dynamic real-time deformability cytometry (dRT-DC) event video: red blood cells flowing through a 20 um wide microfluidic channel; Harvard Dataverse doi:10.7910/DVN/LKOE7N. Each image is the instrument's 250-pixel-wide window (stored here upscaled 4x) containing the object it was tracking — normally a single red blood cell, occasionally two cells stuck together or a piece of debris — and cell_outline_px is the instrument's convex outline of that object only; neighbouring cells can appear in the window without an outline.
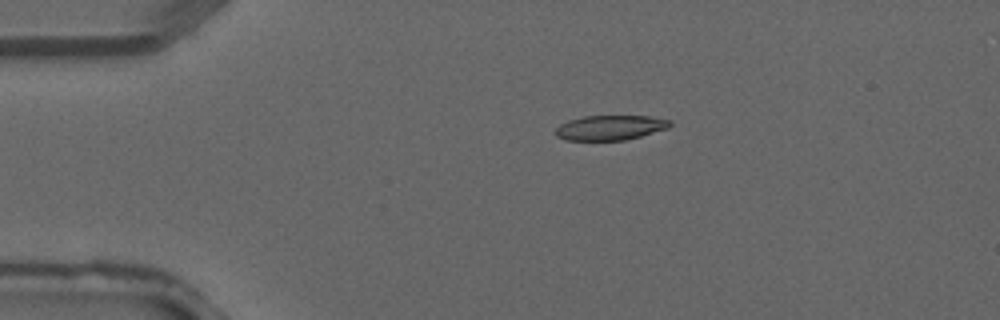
{"species": "common noctule bat (a hibernating species)", "species_latin": "Nyctalus noctula", "temperature_condition": "warm", "stored_images_in_passage": 4, "camera_frame_rate_fps": 3000, "um_per_image_px": 0.085, "animal": {"sex": "male", "forearm_length_mm": 52.5}, "frame": {"image": 1, "passage_image": 3, "time_ms": 0.667, "image_size_px": [1000, 320], "cell_outline_px": [[672, 124], [668, 128], [640, 136], [624, 140], [564, 140], [556, 136], [552, 132], [560, 124], [568, 120], [584, 116], [652, 116], [672, 120]], "centroid_in_image_um": [51.84, 10.84], "position_along_channel_um": 33.2, "area_um2": 16.7}}